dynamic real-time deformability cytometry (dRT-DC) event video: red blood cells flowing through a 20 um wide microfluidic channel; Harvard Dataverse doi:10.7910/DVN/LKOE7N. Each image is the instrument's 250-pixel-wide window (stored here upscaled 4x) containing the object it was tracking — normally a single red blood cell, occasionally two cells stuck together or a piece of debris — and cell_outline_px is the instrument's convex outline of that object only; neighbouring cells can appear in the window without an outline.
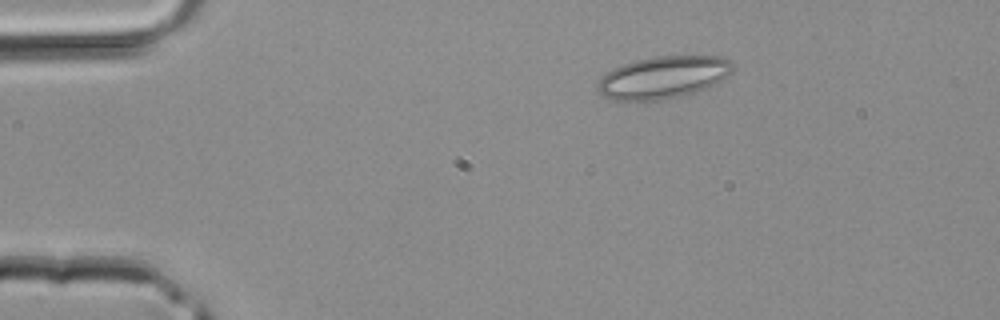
{"species": "common noctule bat (a hibernating species)", "species_latin": "Nyctalus noctula", "temperature_condition": "room temperature", "stored_images_in_passage": 35, "camera_frame_rate_fps": 3000, "um_per_image_px": 0.085, "animal": {"sex": "male", "body_mass_g": 20.4}, "frame": {"image": 1, "passage_image": 1, "time_ms": 0.0, "image_size_px": [1000, 320], "cell_outline_px": [[736, 64], [732, 72], [716, 84], [680, 96], [660, 100], [612, 100], [604, 96], [596, 88], [596, 84], [612, 68], [636, 60], [656, 56], [716, 56], [728, 60]], "centroid_in_image_um": [56.38, 6.57], "position_along_channel_um": 28.6, "area_um2": 33.06}}
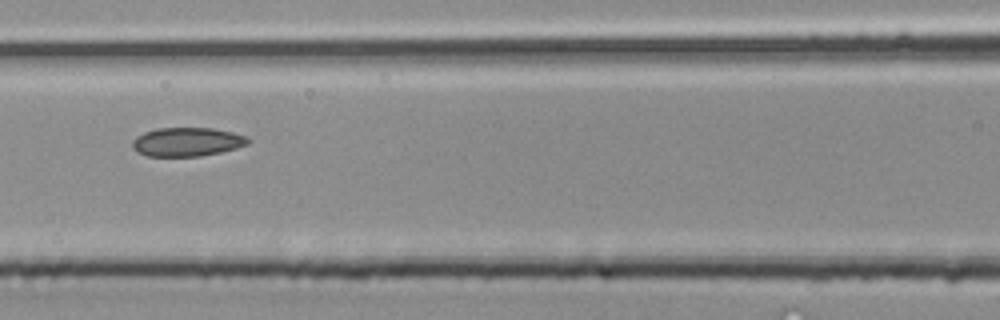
{"frame": {"image": 2, "passage_image": 12, "time_ms": 3.667, "image_size_px": [1000, 320], "cell_outline_px": [[252, 140], [248, 144], [236, 148], [220, 152], [200, 156], [148, 156], [136, 152], [132, 148], [132, 140], [136, 136], [144, 132], [156, 128], [212, 128], [232, 132], [244, 136]], "centroid_in_image_um": [15.87, 12.06], "position_along_channel_um": 150.7, "area_um2": 19.48}}
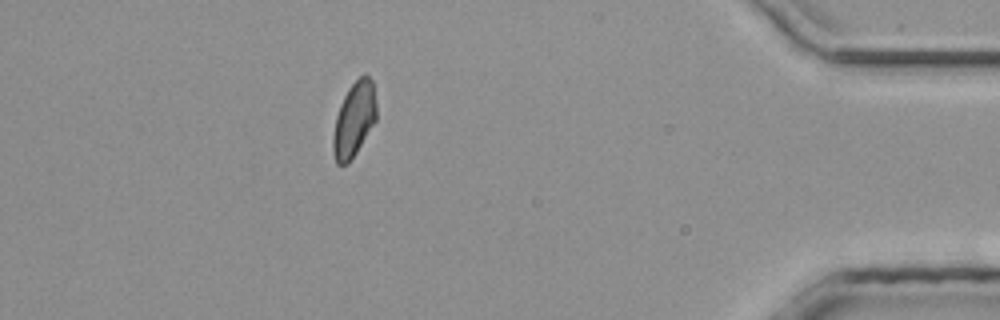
{"frame": {"image": 3, "passage_image": 30, "time_ms": 9.667, "image_size_px": [1000, 320], "cell_outline_px": [[376, 120], [356, 152], [348, 164], [336, 164], [332, 152], [332, 136], [336, 116], [340, 104], [348, 88], [364, 72], [372, 80], [376, 104]], "centroid_in_image_um": [30.07, 10.15], "position_along_channel_um": 405.1, "area_um2": 18.9}}